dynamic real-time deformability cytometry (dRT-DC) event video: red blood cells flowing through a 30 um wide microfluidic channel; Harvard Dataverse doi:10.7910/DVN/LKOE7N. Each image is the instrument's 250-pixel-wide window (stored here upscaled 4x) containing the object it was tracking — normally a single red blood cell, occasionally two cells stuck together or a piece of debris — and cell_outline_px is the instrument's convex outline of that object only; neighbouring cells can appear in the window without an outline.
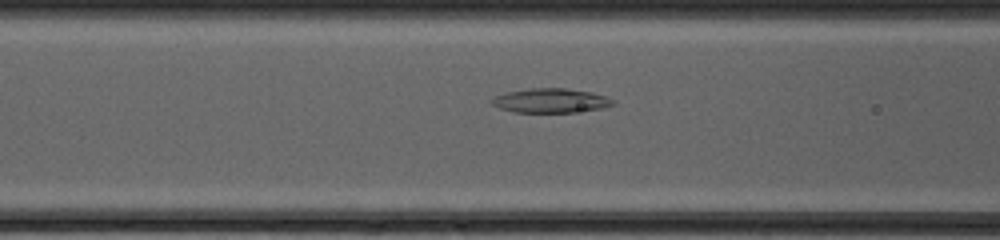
{"species": "common noctule bat (a hibernating species)", "species_latin": "Nyctalus noctula", "temperature_condition": "cold", "stored_images_in_passage": 20, "camera_frame_rate_fps": 3000, "um_per_image_px": 0.085, "animal": {"sex": "female", "body_mass_g": 20.0, "forearm_length_mm": 54.0}, "frame": {"image": 1, "passage_image": 6, "time_ms": 1.667, "image_size_px": [1000, 240], "cell_outline_px": [[616, 104], [600, 108], [572, 112], [512, 112], [500, 108], [492, 104], [492, 100], [496, 96], [508, 92], [528, 88], [564, 88], [592, 92], [616, 100]], "centroid_in_image_um": [46.83, 8.55], "position_along_channel_um": 119.8, "area_um2": 16.99}}
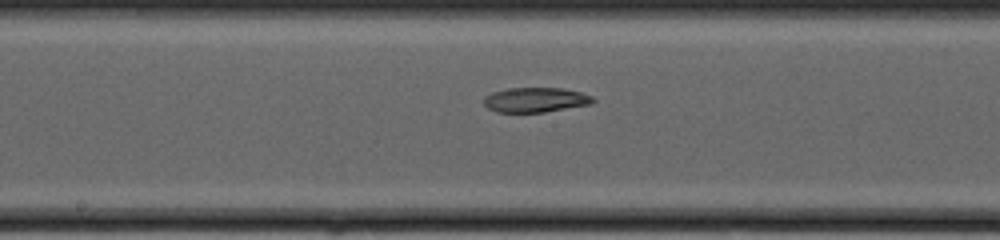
{"frame": {"image": 2, "passage_image": 12, "time_ms": 3.667, "image_size_px": [1000, 240], "cell_outline_px": [[596, 100], [592, 104], [544, 112], [496, 112], [488, 108], [484, 104], [484, 96], [492, 92], [504, 88], [564, 88], [580, 92], [592, 96]], "centroid_in_image_um": [45.51, 8.48], "position_along_channel_um": 202.7, "area_um2": 15.9}}
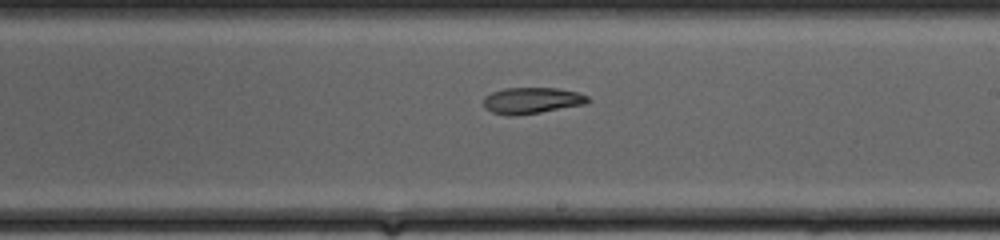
{"frame": {"image": 3, "passage_image": 15, "time_ms": 4.667, "image_size_px": [1000, 240], "cell_outline_px": [[592, 100], [588, 104], [540, 112], [512, 116], [508, 116], [492, 112], [484, 108], [484, 96], [492, 92], [504, 88], [556, 88], [576, 92], [588, 96]], "centroid_in_image_um": [45.22, 8.55], "position_along_channel_um": 243.8, "area_um2": 16.07}}